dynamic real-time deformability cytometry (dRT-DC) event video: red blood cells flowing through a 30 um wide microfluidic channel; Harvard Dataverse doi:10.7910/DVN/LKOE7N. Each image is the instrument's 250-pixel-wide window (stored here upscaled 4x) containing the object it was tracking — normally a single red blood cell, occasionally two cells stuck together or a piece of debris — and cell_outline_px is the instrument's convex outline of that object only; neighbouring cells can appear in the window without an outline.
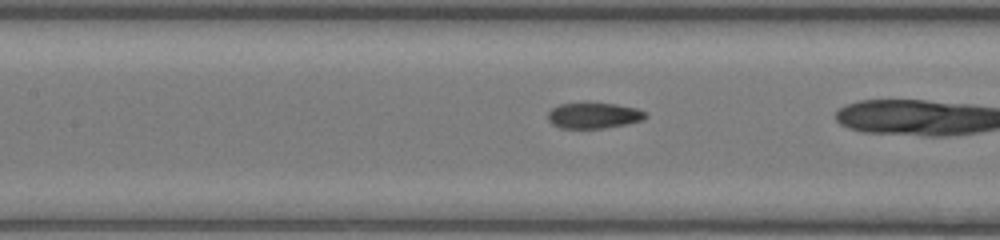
{"species": "common noctule bat (a hibernating species)", "species_latin": "Nyctalus noctula", "temperature_condition": "room temperature", "stored_images_in_passage": 20, "camera_frame_rate_fps": 3000, "um_per_image_px": 0.085, "animal": {"sex": "female", "body_mass_g": 17.0, "forearm_length_mm": 48.0}, "frame": {"image": 1, "passage_image": 19, "time_ms": 6.0, "image_size_px": [1000, 240], "cell_outline_px": [[648, 116], [644, 120], [628, 124], [604, 128], [560, 128], [552, 124], [548, 120], [548, 112], [552, 108], [560, 104], [584, 100], [616, 104], [636, 108], [648, 112]], "centroid_in_image_um": [50.48, 9.78], "position_along_channel_um": 156.9, "area_um2": 15.43}}